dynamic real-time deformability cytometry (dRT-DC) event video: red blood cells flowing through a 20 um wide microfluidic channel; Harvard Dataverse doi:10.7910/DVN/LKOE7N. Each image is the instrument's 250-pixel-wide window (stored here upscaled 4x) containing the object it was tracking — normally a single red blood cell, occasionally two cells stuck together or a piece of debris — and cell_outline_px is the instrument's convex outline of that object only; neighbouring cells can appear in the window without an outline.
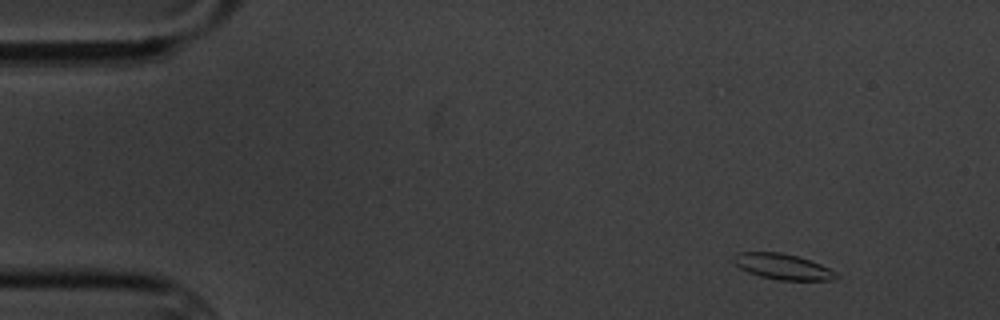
{"species": "common noctule bat (a hibernating species)", "species_latin": "Nyctalus noctula", "temperature_condition": "cold", "stored_images_in_passage": 12, "camera_frame_rate_fps": 3000, "um_per_image_px": 0.085, "animal": {"sex": "male", "body_mass_g": 20.1, "forearm_length_mm": 53.5}, "frame": {"image": 1, "passage_image": 1, "time_ms": 0.0, "image_size_px": [1000, 320], "cell_outline_px": [[840, 276], [836, 280], [776, 280], [760, 276], [748, 272], [740, 268], [732, 260], [732, 256], [736, 252], [780, 252], [796, 256], [820, 264], [836, 272]], "centroid_in_image_um": [66.51, 22.66], "position_along_channel_um": 18.5, "area_um2": 15.37}}
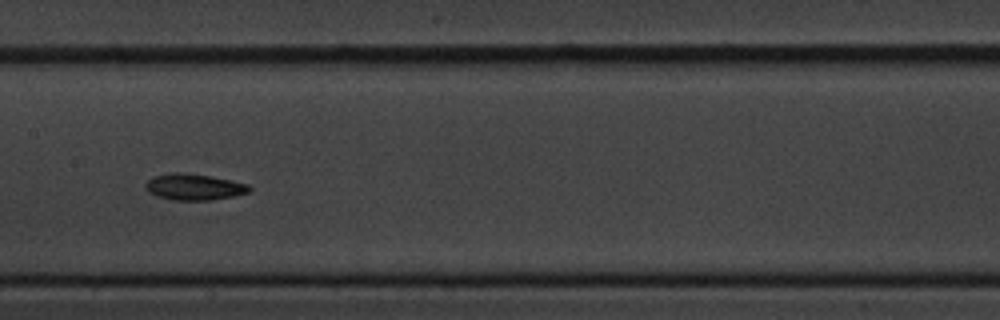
{"frame": {"image": 2, "passage_image": 7, "time_ms": 7.667, "image_size_px": [1000, 320], "cell_outline_px": [[252, 188], [248, 192], [236, 196], [212, 200], [172, 200], [156, 196], [148, 192], [144, 188], [144, 184], [152, 176], [172, 172], [184, 172], [232, 180], [248, 184]], "centroid_in_image_um": [16.46, 15.89], "position_along_channel_um": 190.9, "area_um2": 16.13}}
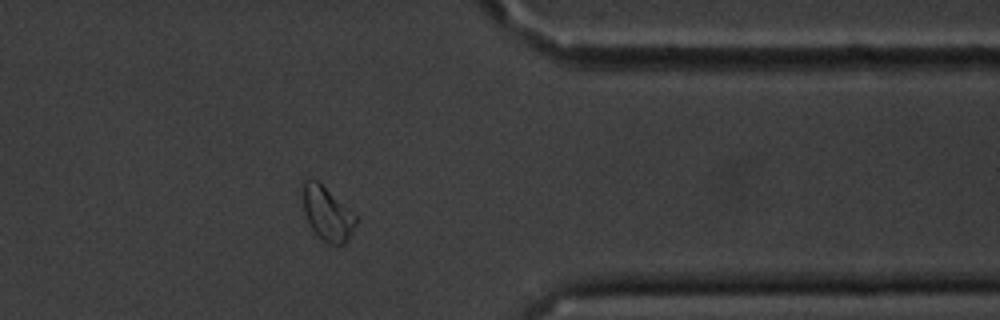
{"frame": {"image": 3, "passage_image": 12, "time_ms": 13.667, "image_size_px": [1000, 320], "cell_outline_px": [[356, 224], [348, 240], [344, 244], [328, 244], [312, 228], [304, 212], [300, 188], [300, 180], [308, 176], [316, 180], [356, 216]], "centroid_in_image_um": [27.74, 18.09], "position_along_channel_um": 383.7, "area_um2": 16.59}, "authors_computed_cell_mechanics": {"area_um2": 14.9991, "velocity_mm_per_s": 3.4311, "shape_relaxation_time_tau1_ms": 3.5385, "shape_relaxation_time_tau2_ms": 8.9187, "deformation_change_tau1": 0.118, "deformation_change_tau2": 0.1668}}